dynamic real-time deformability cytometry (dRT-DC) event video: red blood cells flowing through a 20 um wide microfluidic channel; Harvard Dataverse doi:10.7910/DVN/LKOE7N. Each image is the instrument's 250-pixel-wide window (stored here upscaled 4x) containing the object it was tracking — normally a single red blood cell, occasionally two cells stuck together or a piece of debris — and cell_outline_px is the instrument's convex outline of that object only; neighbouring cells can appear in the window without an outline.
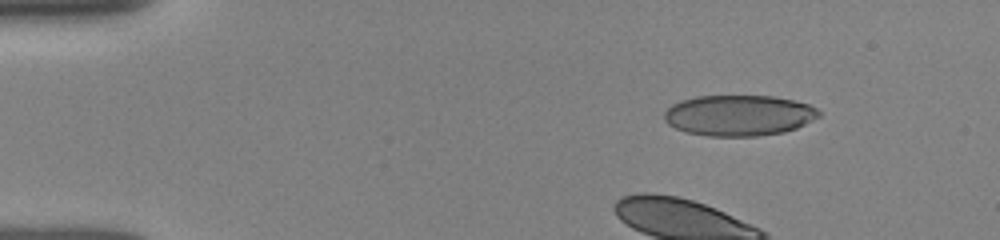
{"species": "human", "species_latin": "Homo sapiens", "temperature_condition": "room temperature", "stored_images_in_passage": 36, "camera_frame_rate_fps": 3000, "um_per_image_px": 0.085, "donor": {"sex": "female"}, "frame": {"image": 1, "passage_image": 6, "time_ms": 1.667, "image_size_px": [1000, 240], "cell_outline_px": [[820, 116], [796, 128], [784, 132], [756, 136], [708, 136], [684, 132], [668, 124], [664, 120], [664, 112], [672, 104], [680, 100], [696, 96], [772, 96], [792, 100], [808, 104], [816, 108], [820, 112]], "centroid_in_image_um": [62.77, 9.81], "position_along_channel_um": 22.2, "area_um2": 36.82}, "authors_computed_cell_mechanics": {"area_um2": 38.3503, "velocity_mm_per_s": 3.9023, "shape_relaxation_time_tau1_ms": 4.0157, "shape_relaxation_time_tau2_ms": 0.6039, "deformation_change_tau1": 0.138, "deformation_change_tau2": 0.0349}}